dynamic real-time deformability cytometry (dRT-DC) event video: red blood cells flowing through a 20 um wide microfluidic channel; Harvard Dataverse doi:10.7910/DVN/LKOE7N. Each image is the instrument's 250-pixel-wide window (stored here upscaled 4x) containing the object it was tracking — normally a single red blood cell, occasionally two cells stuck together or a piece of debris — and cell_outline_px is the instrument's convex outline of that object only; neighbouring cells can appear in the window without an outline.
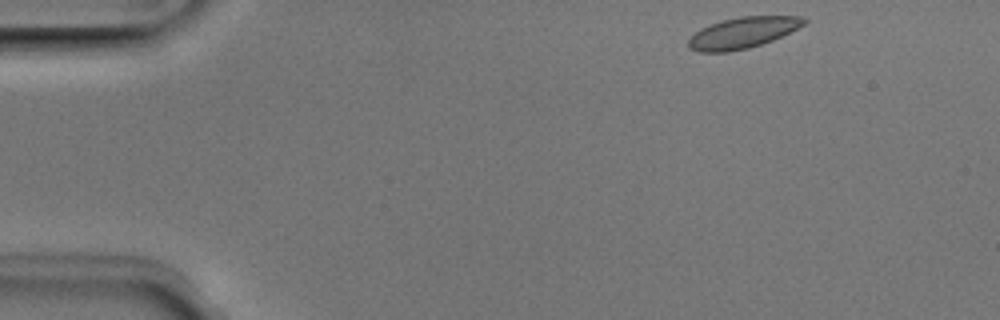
{"species": "Egyptian fruit bat (a non-hibernating species)", "species_latin": "Rousettus aegyptiacus", "temperature_condition": "room temperature", "stored_images_in_passage": 46, "camera_frame_rate_fps": 3000, "um_per_image_px": 0.085, "animal": {"sex": "male"}, "frame": {"image": 1, "passage_image": 1, "time_ms": 0.0, "image_size_px": [1000, 320], "cell_outline_px": [[808, 20], [804, 24], [772, 40], [748, 48], [728, 52], [700, 52], [688, 48], [688, 40], [700, 28], [724, 20], [740, 16], [800, 16]], "centroid_in_image_um": [63.1, 2.78], "position_along_channel_um": 21.9, "area_um2": 20.58}}
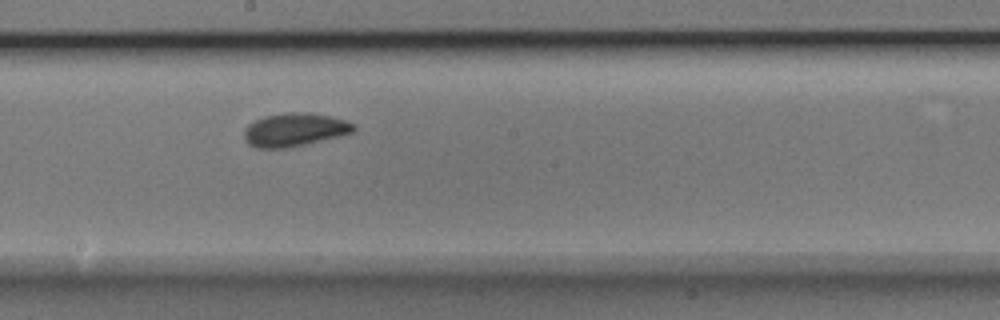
{"frame": {"image": 2, "passage_image": 23, "time_ms": 7.333, "image_size_px": [1000, 320], "cell_outline_px": [[356, 128], [352, 132], [304, 144], [284, 148], [256, 148], [248, 144], [244, 140], [244, 128], [248, 124], [264, 116], [288, 112], [304, 112], [332, 116], [356, 124]], "centroid_in_image_um": [24.99, 11.02], "position_along_channel_um": 223.2, "area_um2": 21.1}}
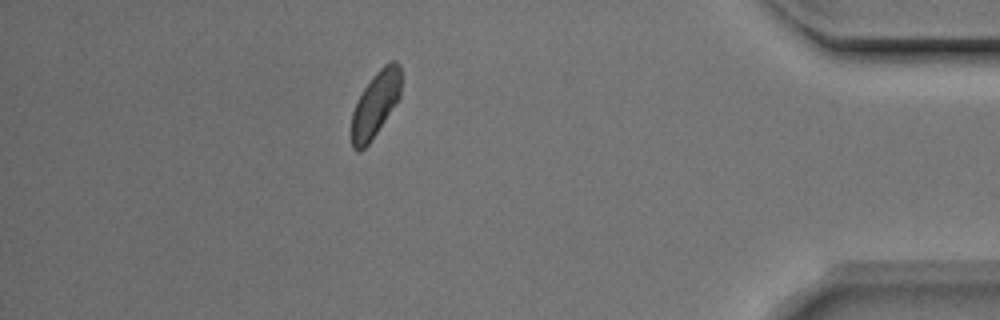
{"frame": {"image": 3, "passage_image": 40, "time_ms": 13.0, "image_size_px": [1000, 320], "cell_outline_px": [[400, 96], [368, 144], [360, 152], [356, 152], [352, 148], [352, 112], [364, 88], [372, 76], [384, 64], [392, 60], [396, 60], [400, 64]], "centroid_in_image_um": [31.9, 8.84], "position_along_channel_um": 403.3, "area_um2": 18.44}, "authors_computed_cell_mechanics": {"area_um2": 20.4034, "velocity_mm_per_s": 3.9244, "shape_relaxation_time_tau1_ms": 2.1618, "shape_relaxation_time_tau2_ms": null, "deformation_change_tau1": 0.0658, "deformation_change_tau2": null}}